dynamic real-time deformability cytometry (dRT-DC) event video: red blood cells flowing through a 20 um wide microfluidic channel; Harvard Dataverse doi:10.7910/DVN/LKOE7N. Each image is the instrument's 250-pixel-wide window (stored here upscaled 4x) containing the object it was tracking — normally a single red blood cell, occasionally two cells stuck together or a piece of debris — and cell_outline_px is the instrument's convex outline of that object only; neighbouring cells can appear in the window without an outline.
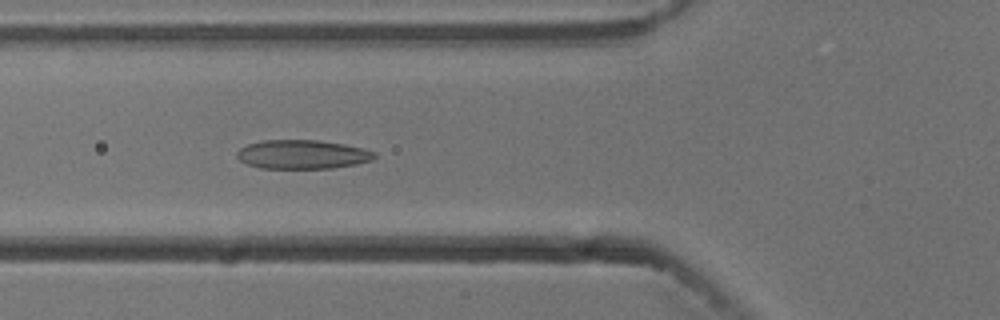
{"species": "common noctule bat (a hibernating species)", "species_latin": "Nyctalus noctula", "temperature_condition": "cold", "stored_images_in_passage": 49, "camera_frame_rate_fps": 3000, "um_per_image_px": 0.085, "animal": {"sex": "male", "body_mass_g": 13.3}, "frame": {"image": 1, "passage_image": 14, "time_ms": 4.333, "image_size_px": [1000, 320], "cell_outline_px": [[376, 156], [372, 160], [356, 164], [332, 168], [260, 168], [248, 164], [240, 160], [236, 156], [236, 152], [240, 148], [248, 144], [264, 140], [316, 140], [344, 144], [364, 148], [376, 152]], "centroid_in_image_um": [25.71, 13.12], "position_along_channel_um": 100.1, "area_um2": 23.18}}
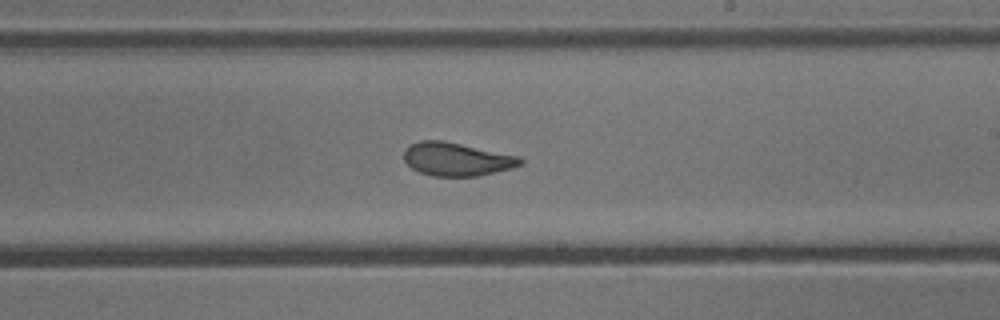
{"frame": {"image": 2, "passage_image": 26, "time_ms": 8.333, "image_size_px": [1000, 320], "cell_outline_px": [[524, 164], [512, 168], [476, 176], [432, 176], [420, 172], [412, 168], [404, 160], [404, 152], [412, 144], [420, 140], [444, 140], [520, 156], [524, 160]], "centroid_in_image_um": [38.86, 13.52], "position_along_channel_um": 250.1, "area_um2": 22.6}}
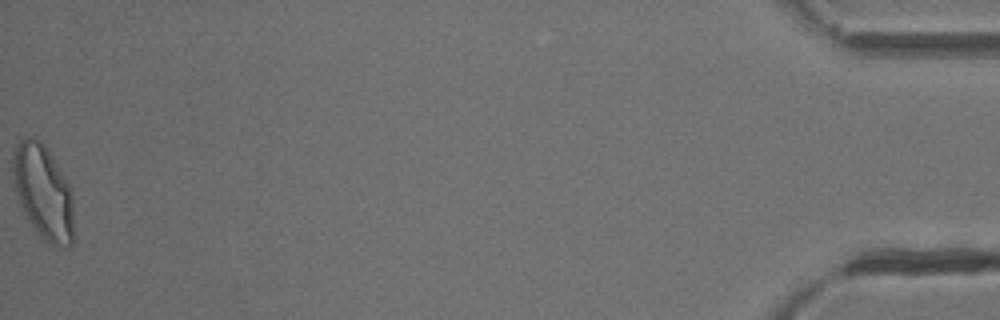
{"frame": {"image": 3, "passage_image": 49, "time_ms": 16.0, "image_size_px": [1000, 320], "cell_outline_px": [[72, 248], [56, 248], [44, 240], [36, 232], [24, 216], [16, 196], [12, 176], [12, 156], [16, 144], [24, 136], [32, 136], [40, 140], [44, 144], [72, 188]], "centroid_in_image_um": [3.64, 16.34], "position_along_channel_um": 431.6, "area_um2": 34.22}, "authors_computed_cell_mechanics": {"area_um2": 23.7558, "velocity_mm_per_s": 3.7392, "shape_relaxation_time_tau1_ms": 6.3157, "shape_relaxation_time_tau2_ms": 1.3179, "deformation_change_tau1": 0.177, "deformation_change_tau2": 0.0892}}